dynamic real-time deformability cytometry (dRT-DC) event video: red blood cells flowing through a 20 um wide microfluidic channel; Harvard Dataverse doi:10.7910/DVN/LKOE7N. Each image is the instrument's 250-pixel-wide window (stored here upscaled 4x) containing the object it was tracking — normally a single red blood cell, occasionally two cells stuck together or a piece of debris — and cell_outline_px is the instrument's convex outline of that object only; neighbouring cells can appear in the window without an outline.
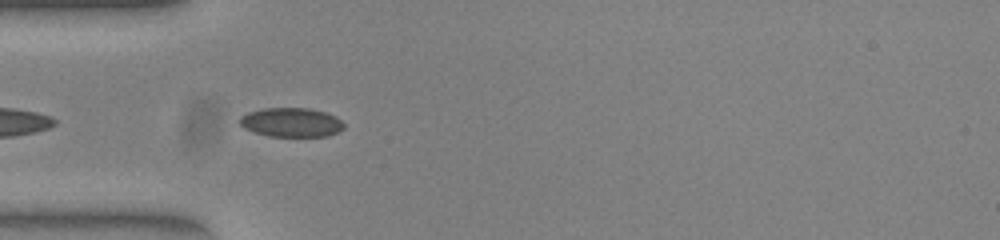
{"species": "common noctule bat (a hibernating species)", "species_latin": "Nyctalus noctula", "temperature_condition": "warm", "stored_images_in_passage": 12, "camera_frame_rate_fps": 3000, "um_per_image_px": 0.085, "animal": {"sex": "female", "body_mass_g": 23.0, "forearm_length_mm": 53.4}, "frame": {"image": 1, "passage_image": 4, "time_ms": 1.0, "image_size_px": [1000, 240], "cell_outline_px": [[344, 128], [328, 136], [268, 136], [244, 128], [236, 120], [240, 116], [248, 112], [264, 108], [308, 108], [324, 112], [336, 116], [344, 124]], "centroid_in_image_um": [24.73, 10.39], "position_along_channel_um": 60.3, "area_um2": 17.69}}
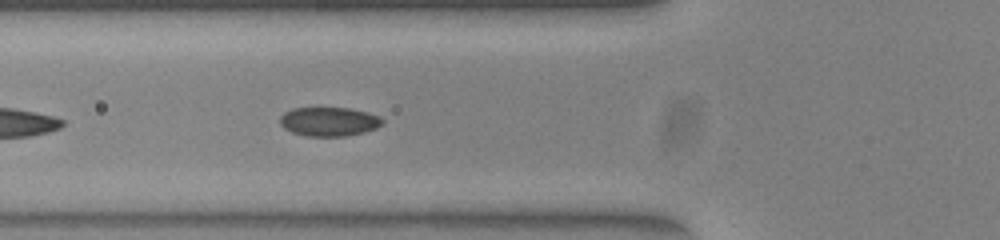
{"frame": {"image": 2, "passage_image": 7, "time_ms": 2.0, "image_size_px": [1000, 240], "cell_outline_px": [[384, 124], [376, 128], [364, 132], [344, 136], [308, 136], [292, 132], [284, 128], [280, 124], [280, 116], [284, 112], [292, 108], [348, 108], [368, 112], [380, 116], [384, 120]], "centroid_in_image_um": [27.98, 10.33], "position_along_channel_um": 97.8, "area_um2": 17.4}}